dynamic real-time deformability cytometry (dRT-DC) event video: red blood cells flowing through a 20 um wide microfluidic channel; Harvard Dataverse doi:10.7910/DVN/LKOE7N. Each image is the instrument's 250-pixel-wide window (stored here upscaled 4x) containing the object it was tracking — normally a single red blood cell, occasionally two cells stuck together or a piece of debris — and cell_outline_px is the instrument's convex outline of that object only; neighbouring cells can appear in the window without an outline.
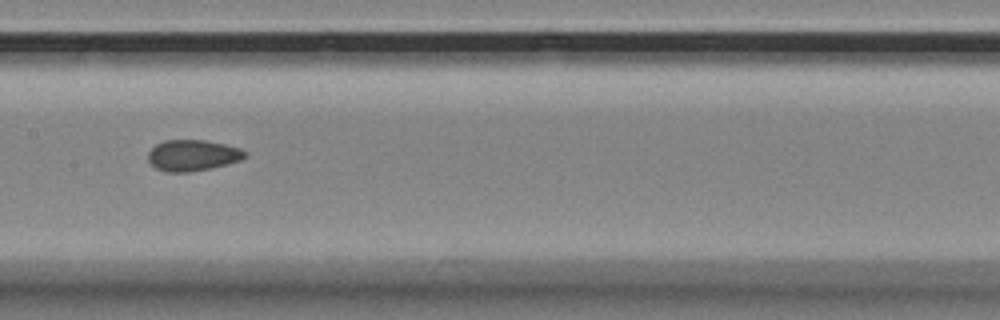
{"species": "Egyptian fruit bat (a non-hibernating species)", "species_latin": "Rousettus aegyptiacus", "temperature_condition": "room temperature", "stored_images_in_passage": 10, "camera_frame_rate_fps": 3000, "um_per_image_px": 0.085, "animal": {"sex": "female"}, "frame": {"image": 1, "passage_image": 9, "time_ms": 2.667, "image_size_px": [1000, 320], "cell_outline_px": [[248, 156], [240, 160], [208, 168], [188, 172], [164, 172], [156, 168], [148, 160], [148, 152], [156, 144], [164, 140], [204, 140], [224, 144], [240, 148], [248, 152]], "centroid_in_image_um": [16.36, 13.19], "position_along_channel_um": 191.0, "area_um2": 17.46}}
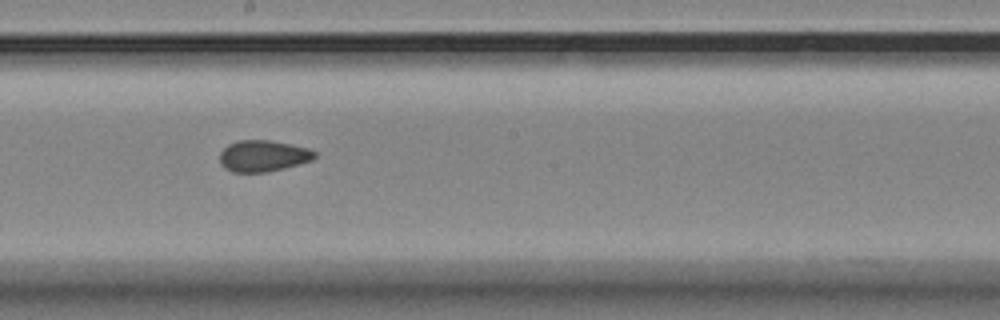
{"frame": {"image": 2, "passage_image": 10, "time_ms": 3.0, "image_size_px": [1000, 320], "cell_outline_px": [[316, 156], [312, 160], [284, 168], [264, 172], [232, 172], [224, 168], [220, 164], [220, 152], [228, 144], [240, 140], [268, 140], [308, 148], [316, 152]], "centroid_in_image_um": [22.33, 13.26], "position_along_channel_um": 225.9, "area_um2": 17.22}}